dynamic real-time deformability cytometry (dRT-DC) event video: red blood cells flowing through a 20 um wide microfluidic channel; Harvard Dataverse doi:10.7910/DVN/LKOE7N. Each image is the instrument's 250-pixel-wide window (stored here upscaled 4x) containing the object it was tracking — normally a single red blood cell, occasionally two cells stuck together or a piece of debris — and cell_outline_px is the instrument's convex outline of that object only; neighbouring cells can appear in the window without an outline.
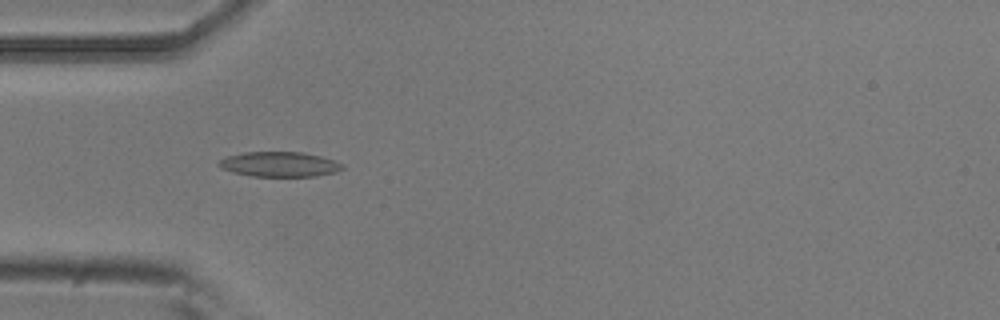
{"species": "common noctule bat (a hibernating species)", "species_latin": "Nyctalus noctula", "temperature_condition": "room temperature", "stored_images_in_passage": 4, "camera_frame_rate_fps": 3000, "um_per_image_px": 0.085, "animal": {"sex": "male", "body_mass_g": 20.5, "forearm_length_mm": 52.5}, "frame": {"image": 1, "passage_image": 3, "time_ms": 0.667, "image_size_px": [1000, 320], "cell_outline_px": [[344, 168], [336, 172], [316, 176], [252, 176], [232, 172], [220, 168], [216, 164], [224, 156], [244, 152], [304, 152], [324, 156], [344, 164]], "centroid_in_image_um": [23.75, 13.95], "position_along_channel_um": 61.2, "area_um2": 18.26}}
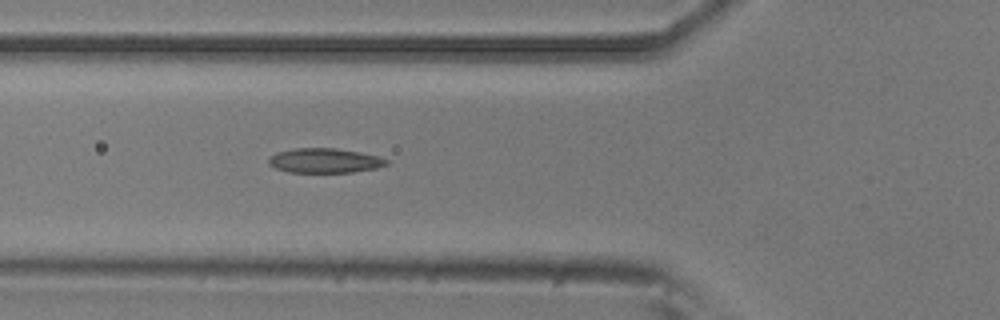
{"frame": {"image": 2, "passage_image": 4, "time_ms": 1.0, "image_size_px": [1000, 320], "cell_outline_px": [[388, 164], [376, 168], [352, 172], [288, 172], [276, 168], [268, 164], [268, 156], [276, 152], [292, 148], [336, 148], [360, 152], [376, 156], [388, 160]], "centroid_in_image_um": [27.54, 13.64], "position_along_channel_um": 98.3, "area_um2": 16.94}}